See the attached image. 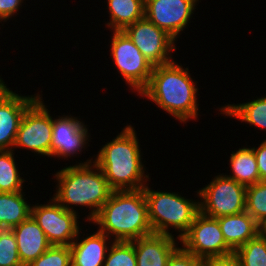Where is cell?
Returning <instances> with one entry per match:
<instances>
[{
  "label": "cell",
  "instance_id": "obj_29",
  "mask_svg": "<svg viewBox=\"0 0 266 266\" xmlns=\"http://www.w3.org/2000/svg\"><path fill=\"white\" fill-rule=\"evenodd\" d=\"M166 266H203V261L183 247H178L170 256Z\"/></svg>",
  "mask_w": 266,
  "mask_h": 266
},
{
  "label": "cell",
  "instance_id": "obj_23",
  "mask_svg": "<svg viewBox=\"0 0 266 266\" xmlns=\"http://www.w3.org/2000/svg\"><path fill=\"white\" fill-rule=\"evenodd\" d=\"M14 154V150H0V192L23 191L26 180L20 176Z\"/></svg>",
  "mask_w": 266,
  "mask_h": 266
},
{
  "label": "cell",
  "instance_id": "obj_24",
  "mask_svg": "<svg viewBox=\"0 0 266 266\" xmlns=\"http://www.w3.org/2000/svg\"><path fill=\"white\" fill-rule=\"evenodd\" d=\"M241 266H266V239L259 233L233 254Z\"/></svg>",
  "mask_w": 266,
  "mask_h": 266
},
{
  "label": "cell",
  "instance_id": "obj_11",
  "mask_svg": "<svg viewBox=\"0 0 266 266\" xmlns=\"http://www.w3.org/2000/svg\"><path fill=\"white\" fill-rule=\"evenodd\" d=\"M122 31L154 67L174 61L171 53L176 50L177 42L146 17L128 25Z\"/></svg>",
  "mask_w": 266,
  "mask_h": 266
},
{
  "label": "cell",
  "instance_id": "obj_27",
  "mask_svg": "<svg viewBox=\"0 0 266 266\" xmlns=\"http://www.w3.org/2000/svg\"><path fill=\"white\" fill-rule=\"evenodd\" d=\"M28 266H72L70 246L51 245Z\"/></svg>",
  "mask_w": 266,
  "mask_h": 266
},
{
  "label": "cell",
  "instance_id": "obj_2",
  "mask_svg": "<svg viewBox=\"0 0 266 266\" xmlns=\"http://www.w3.org/2000/svg\"><path fill=\"white\" fill-rule=\"evenodd\" d=\"M116 137L102 145L94 155V163L103 171L113 191L139 190L149 185V174L142 163L139 139L131 124Z\"/></svg>",
  "mask_w": 266,
  "mask_h": 266
},
{
  "label": "cell",
  "instance_id": "obj_15",
  "mask_svg": "<svg viewBox=\"0 0 266 266\" xmlns=\"http://www.w3.org/2000/svg\"><path fill=\"white\" fill-rule=\"evenodd\" d=\"M130 242L134 245L136 266H166L179 247L174 236L155 233Z\"/></svg>",
  "mask_w": 266,
  "mask_h": 266
},
{
  "label": "cell",
  "instance_id": "obj_20",
  "mask_svg": "<svg viewBox=\"0 0 266 266\" xmlns=\"http://www.w3.org/2000/svg\"><path fill=\"white\" fill-rule=\"evenodd\" d=\"M220 114L238 119L258 130L266 131V95L246 103L227 104L219 108Z\"/></svg>",
  "mask_w": 266,
  "mask_h": 266
},
{
  "label": "cell",
  "instance_id": "obj_21",
  "mask_svg": "<svg viewBox=\"0 0 266 266\" xmlns=\"http://www.w3.org/2000/svg\"><path fill=\"white\" fill-rule=\"evenodd\" d=\"M229 158V167L232 173L227 174V177L245 186L253 185L260 181L256 157L252 148L241 147L237 151H232Z\"/></svg>",
  "mask_w": 266,
  "mask_h": 266
},
{
  "label": "cell",
  "instance_id": "obj_12",
  "mask_svg": "<svg viewBox=\"0 0 266 266\" xmlns=\"http://www.w3.org/2000/svg\"><path fill=\"white\" fill-rule=\"evenodd\" d=\"M198 2L199 0H145V17L178 41L182 31L189 26Z\"/></svg>",
  "mask_w": 266,
  "mask_h": 266
},
{
  "label": "cell",
  "instance_id": "obj_28",
  "mask_svg": "<svg viewBox=\"0 0 266 266\" xmlns=\"http://www.w3.org/2000/svg\"><path fill=\"white\" fill-rule=\"evenodd\" d=\"M0 266H23L18 255L16 238L11 229L0 237Z\"/></svg>",
  "mask_w": 266,
  "mask_h": 266
},
{
  "label": "cell",
  "instance_id": "obj_3",
  "mask_svg": "<svg viewBox=\"0 0 266 266\" xmlns=\"http://www.w3.org/2000/svg\"><path fill=\"white\" fill-rule=\"evenodd\" d=\"M56 192L53 198L66 210L77 213L74 206L89 208L87 222H91L109 199L110 188L103 171L93 158L66 166L54 174ZM91 209V210H90Z\"/></svg>",
  "mask_w": 266,
  "mask_h": 266
},
{
  "label": "cell",
  "instance_id": "obj_30",
  "mask_svg": "<svg viewBox=\"0 0 266 266\" xmlns=\"http://www.w3.org/2000/svg\"><path fill=\"white\" fill-rule=\"evenodd\" d=\"M24 0H0V19L7 22L18 15V10L23 6ZM16 13V14H15Z\"/></svg>",
  "mask_w": 266,
  "mask_h": 266
},
{
  "label": "cell",
  "instance_id": "obj_33",
  "mask_svg": "<svg viewBox=\"0 0 266 266\" xmlns=\"http://www.w3.org/2000/svg\"><path fill=\"white\" fill-rule=\"evenodd\" d=\"M259 233L266 239V220L260 224Z\"/></svg>",
  "mask_w": 266,
  "mask_h": 266
},
{
  "label": "cell",
  "instance_id": "obj_22",
  "mask_svg": "<svg viewBox=\"0 0 266 266\" xmlns=\"http://www.w3.org/2000/svg\"><path fill=\"white\" fill-rule=\"evenodd\" d=\"M25 192H0V222L9 229L19 225L31 215V204L27 203Z\"/></svg>",
  "mask_w": 266,
  "mask_h": 266
},
{
  "label": "cell",
  "instance_id": "obj_1",
  "mask_svg": "<svg viewBox=\"0 0 266 266\" xmlns=\"http://www.w3.org/2000/svg\"><path fill=\"white\" fill-rule=\"evenodd\" d=\"M188 67L173 61L153 68L148 85L138 94L154 102L166 113L187 123L198 118V88Z\"/></svg>",
  "mask_w": 266,
  "mask_h": 266
},
{
  "label": "cell",
  "instance_id": "obj_16",
  "mask_svg": "<svg viewBox=\"0 0 266 266\" xmlns=\"http://www.w3.org/2000/svg\"><path fill=\"white\" fill-rule=\"evenodd\" d=\"M11 230L15 235L18 255L23 266L31 264L51 246L31 215Z\"/></svg>",
  "mask_w": 266,
  "mask_h": 266
},
{
  "label": "cell",
  "instance_id": "obj_18",
  "mask_svg": "<svg viewBox=\"0 0 266 266\" xmlns=\"http://www.w3.org/2000/svg\"><path fill=\"white\" fill-rule=\"evenodd\" d=\"M217 219L224 240L233 251L259 234L260 224L246 211Z\"/></svg>",
  "mask_w": 266,
  "mask_h": 266
},
{
  "label": "cell",
  "instance_id": "obj_19",
  "mask_svg": "<svg viewBox=\"0 0 266 266\" xmlns=\"http://www.w3.org/2000/svg\"><path fill=\"white\" fill-rule=\"evenodd\" d=\"M110 15L105 26L110 31H122L125 27L145 17V0H106Z\"/></svg>",
  "mask_w": 266,
  "mask_h": 266
},
{
  "label": "cell",
  "instance_id": "obj_17",
  "mask_svg": "<svg viewBox=\"0 0 266 266\" xmlns=\"http://www.w3.org/2000/svg\"><path fill=\"white\" fill-rule=\"evenodd\" d=\"M81 232L80 230L77 238L70 245L71 265L103 266L107 251L113 241L99 230L93 232V234L91 233V235L87 234L89 236L86 237H82Z\"/></svg>",
  "mask_w": 266,
  "mask_h": 266
},
{
  "label": "cell",
  "instance_id": "obj_9",
  "mask_svg": "<svg viewBox=\"0 0 266 266\" xmlns=\"http://www.w3.org/2000/svg\"><path fill=\"white\" fill-rule=\"evenodd\" d=\"M179 241L181 247L202 261L234 254L224 240L218 219L201 212L196 215L188 232Z\"/></svg>",
  "mask_w": 266,
  "mask_h": 266
},
{
  "label": "cell",
  "instance_id": "obj_34",
  "mask_svg": "<svg viewBox=\"0 0 266 266\" xmlns=\"http://www.w3.org/2000/svg\"><path fill=\"white\" fill-rule=\"evenodd\" d=\"M10 229L0 222V237L8 232Z\"/></svg>",
  "mask_w": 266,
  "mask_h": 266
},
{
  "label": "cell",
  "instance_id": "obj_10",
  "mask_svg": "<svg viewBox=\"0 0 266 266\" xmlns=\"http://www.w3.org/2000/svg\"><path fill=\"white\" fill-rule=\"evenodd\" d=\"M31 216L51 245L70 246L82 230L78 213L66 210L53 197L47 204H32Z\"/></svg>",
  "mask_w": 266,
  "mask_h": 266
},
{
  "label": "cell",
  "instance_id": "obj_14",
  "mask_svg": "<svg viewBox=\"0 0 266 266\" xmlns=\"http://www.w3.org/2000/svg\"><path fill=\"white\" fill-rule=\"evenodd\" d=\"M80 120L71 114L58 116L55 119L53 117L51 157H57L58 160L76 157L86 146H90L87 145L90 142L89 138H91L87 129L88 125Z\"/></svg>",
  "mask_w": 266,
  "mask_h": 266
},
{
  "label": "cell",
  "instance_id": "obj_4",
  "mask_svg": "<svg viewBox=\"0 0 266 266\" xmlns=\"http://www.w3.org/2000/svg\"><path fill=\"white\" fill-rule=\"evenodd\" d=\"M91 223L113 241L130 242L153 234L143 189L112 191Z\"/></svg>",
  "mask_w": 266,
  "mask_h": 266
},
{
  "label": "cell",
  "instance_id": "obj_26",
  "mask_svg": "<svg viewBox=\"0 0 266 266\" xmlns=\"http://www.w3.org/2000/svg\"><path fill=\"white\" fill-rule=\"evenodd\" d=\"M103 266H136L134 245L126 241H113Z\"/></svg>",
  "mask_w": 266,
  "mask_h": 266
},
{
  "label": "cell",
  "instance_id": "obj_25",
  "mask_svg": "<svg viewBox=\"0 0 266 266\" xmlns=\"http://www.w3.org/2000/svg\"><path fill=\"white\" fill-rule=\"evenodd\" d=\"M245 211L259 224L266 220V181L246 186Z\"/></svg>",
  "mask_w": 266,
  "mask_h": 266
},
{
  "label": "cell",
  "instance_id": "obj_6",
  "mask_svg": "<svg viewBox=\"0 0 266 266\" xmlns=\"http://www.w3.org/2000/svg\"><path fill=\"white\" fill-rule=\"evenodd\" d=\"M200 212L212 218L238 214L246 209V186L227 177L215 176L208 185L196 191Z\"/></svg>",
  "mask_w": 266,
  "mask_h": 266
},
{
  "label": "cell",
  "instance_id": "obj_32",
  "mask_svg": "<svg viewBox=\"0 0 266 266\" xmlns=\"http://www.w3.org/2000/svg\"><path fill=\"white\" fill-rule=\"evenodd\" d=\"M203 266H241L238 259L234 256L221 258H210L203 261Z\"/></svg>",
  "mask_w": 266,
  "mask_h": 266
},
{
  "label": "cell",
  "instance_id": "obj_7",
  "mask_svg": "<svg viewBox=\"0 0 266 266\" xmlns=\"http://www.w3.org/2000/svg\"><path fill=\"white\" fill-rule=\"evenodd\" d=\"M110 56L118 74L132 93L139 94L149 83L154 66L123 31H111Z\"/></svg>",
  "mask_w": 266,
  "mask_h": 266
},
{
  "label": "cell",
  "instance_id": "obj_5",
  "mask_svg": "<svg viewBox=\"0 0 266 266\" xmlns=\"http://www.w3.org/2000/svg\"><path fill=\"white\" fill-rule=\"evenodd\" d=\"M143 190L153 233L174 236L173 232L170 233L172 228L178 232L176 239L180 240L188 232L196 215L200 212V200L187 199L179 192L155 191L147 185Z\"/></svg>",
  "mask_w": 266,
  "mask_h": 266
},
{
  "label": "cell",
  "instance_id": "obj_31",
  "mask_svg": "<svg viewBox=\"0 0 266 266\" xmlns=\"http://www.w3.org/2000/svg\"><path fill=\"white\" fill-rule=\"evenodd\" d=\"M258 147H251L256 157L257 167L260 174V181H266V139L258 144Z\"/></svg>",
  "mask_w": 266,
  "mask_h": 266
},
{
  "label": "cell",
  "instance_id": "obj_8",
  "mask_svg": "<svg viewBox=\"0 0 266 266\" xmlns=\"http://www.w3.org/2000/svg\"><path fill=\"white\" fill-rule=\"evenodd\" d=\"M41 95L25 111L16 135L14 149L30 150L51 158L53 117ZM17 147V148H16ZM36 152V153H35Z\"/></svg>",
  "mask_w": 266,
  "mask_h": 266
},
{
  "label": "cell",
  "instance_id": "obj_13",
  "mask_svg": "<svg viewBox=\"0 0 266 266\" xmlns=\"http://www.w3.org/2000/svg\"><path fill=\"white\" fill-rule=\"evenodd\" d=\"M39 96V92L27 96L13 92L0 76V150H14L23 114Z\"/></svg>",
  "mask_w": 266,
  "mask_h": 266
}]
</instances>
